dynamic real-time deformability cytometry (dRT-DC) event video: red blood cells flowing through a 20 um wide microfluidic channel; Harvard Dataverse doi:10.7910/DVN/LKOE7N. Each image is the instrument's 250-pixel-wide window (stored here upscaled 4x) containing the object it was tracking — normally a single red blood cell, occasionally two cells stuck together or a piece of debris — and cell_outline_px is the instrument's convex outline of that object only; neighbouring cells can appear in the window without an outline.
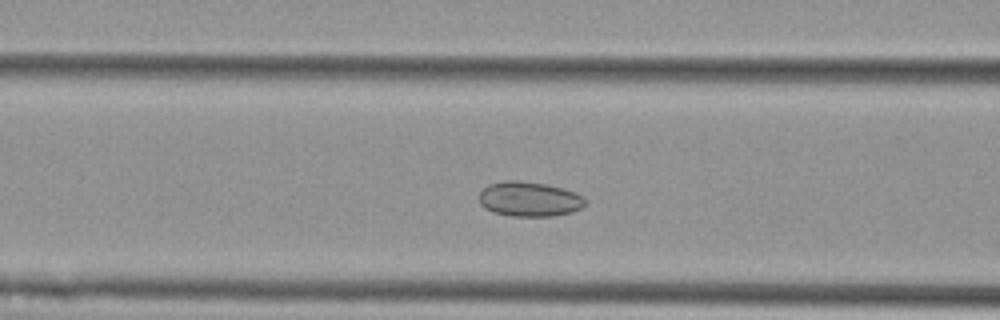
{"species": "Egyptian fruit bat (a non-hibernating species)", "species_latin": "Rousettus aegyptiacus", "temperature_condition": "cold", "stored_images_in_passage": 46, "camera_frame_rate_fps": 3000, "um_per_image_px": 0.085, "animal": {"sex": "female"}, "frame": {"image": 1, "passage_image": 14, "time_ms": 4.333, "image_size_px": [1000, 320], "cell_outline_px": [[584, 204], [580, 208], [572, 212], [552, 216], [512, 216], [492, 212], [484, 208], [480, 204], [480, 192], [488, 184], [504, 180], [520, 180], [544, 184], [560, 188], [572, 192], [580, 196], [584, 200]], "centroid_in_image_um": [44.92, 16.92], "position_along_channel_um": 121.7, "area_um2": 21.27}}
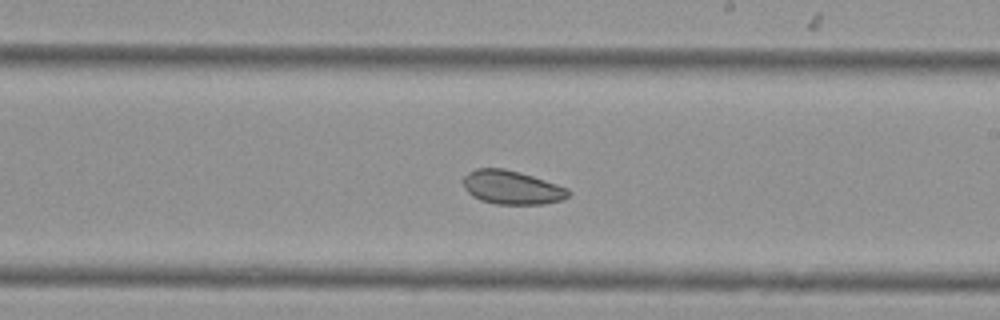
{"frame": {"image": 2, "passage_image": 24, "time_ms": 7.667, "image_size_px": [1000, 320], "cell_outline_px": [[572, 192], [564, 200], [544, 204], [496, 204], [480, 200], [472, 196], [468, 192], [460, 180], [468, 172], [476, 168], [504, 168], [520, 172], [568, 188]], "centroid_in_image_um": [43.49, 15.93], "position_along_channel_um": 245.5, "area_um2": 20.87}}
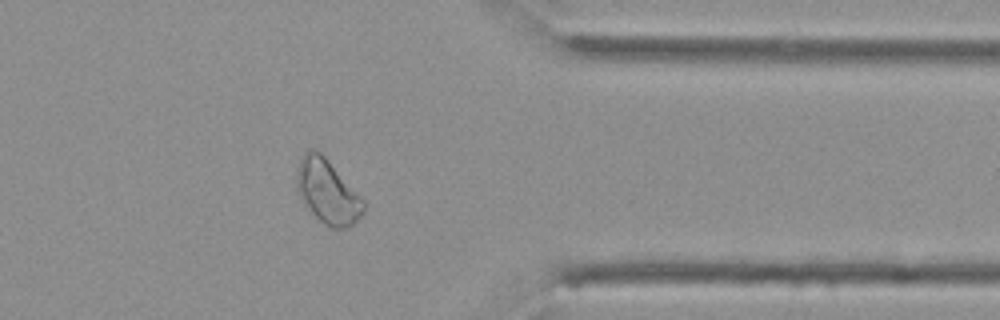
{"frame": {"image": 3, "passage_image": 36, "time_ms": 11.667, "image_size_px": [1000, 320], "cell_outline_px": [[364, 208], [360, 216], [352, 224], [344, 228], [332, 228], [324, 224], [304, 208], [300, 200], [296, 188], [296, 168], [300, 156], [308, 148], [316, 148], [324, 156], [364, 200]], "centroid_in_image_um": [27.75, 16.27], "position_along_channel_um": 383.6, "area_um2": 25.2}, "authors_computed_cell_mechanics": {"area_um2": 22.2819, "velocity_mm_per_s": 3.7288, "shape_relaxation_time_tau1_ms": null, "shape_relaxation_time_tau2_ms": 1.9497, "deformation_change_tau1": null, "deformation_change_tau2": 0.05}}